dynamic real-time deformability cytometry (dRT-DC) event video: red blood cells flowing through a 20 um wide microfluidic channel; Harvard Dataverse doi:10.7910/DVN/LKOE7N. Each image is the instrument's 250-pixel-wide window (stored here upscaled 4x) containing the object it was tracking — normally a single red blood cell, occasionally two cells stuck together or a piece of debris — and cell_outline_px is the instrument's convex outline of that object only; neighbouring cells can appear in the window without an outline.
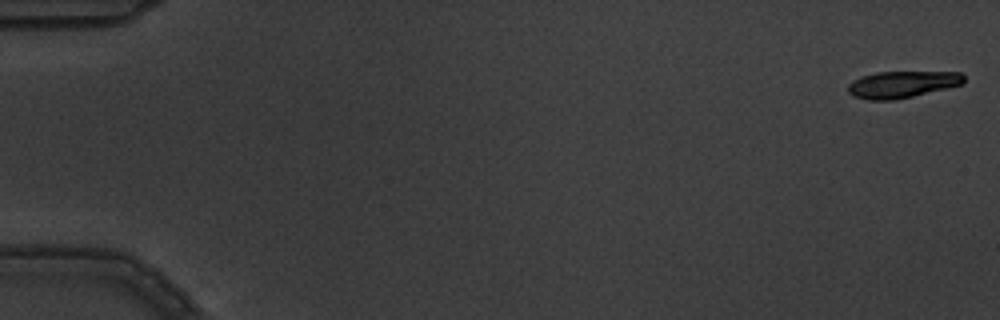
{"species": "common noctule bat (a hibernating species)", "species_latin": "Nyctalus noctula", "temperature_condition": "warm", "stored_images_in_passage": 7, "segment_of_instrument_passage": [1, 2], "camera_frame_rate_fps": 3000, "um_per_image_px": 0.085, "animal": {"sex": "male", "body_mass_g": 19.5, "forearm_length_mm": 54.6}, "frame": {"image": 1, "passage_image": 1, "time_ms": 0.0, "image_size_px": [1000, 320], "cell_outline_px": [[964, 84], [896, 100], [868, 100], [852, 96], [848, 92], [848, 84], [852, 80], [876, 72], [960, 72], [964, 76]], "centroid_in_image_um": [76.67, 7.18], "position_along_channel_um": 8.3, "area_um2": 18.09}}
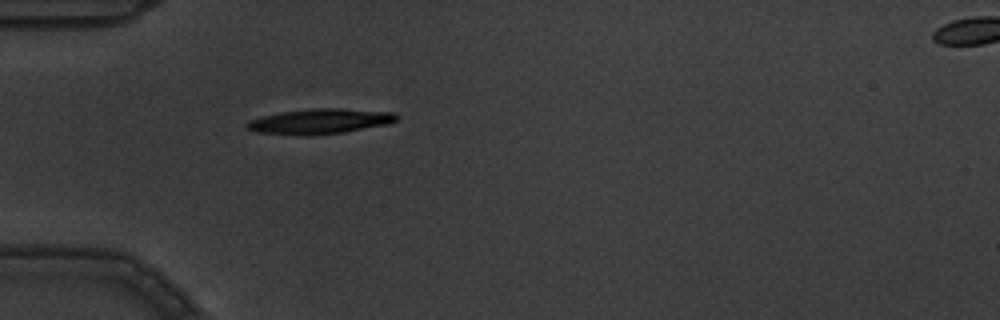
{"frame": {"image": 2, "passage_image": 6, "time_ms": 1.667, "image_size_px": [1000, 320], "cell_outline_px": [[396, 120], [388, 124], [344, 132], [312, 136], [304, 136], [256, 132], [248, 128], [244, 124], [248, 120], [260, 116], [280, 112], [312, 108], [340, 108], [396, 112]], "centroid_in_image_um": [27.15, 10.31], "position_along_channel_um": 57.9, "area_um2": 22.2}}